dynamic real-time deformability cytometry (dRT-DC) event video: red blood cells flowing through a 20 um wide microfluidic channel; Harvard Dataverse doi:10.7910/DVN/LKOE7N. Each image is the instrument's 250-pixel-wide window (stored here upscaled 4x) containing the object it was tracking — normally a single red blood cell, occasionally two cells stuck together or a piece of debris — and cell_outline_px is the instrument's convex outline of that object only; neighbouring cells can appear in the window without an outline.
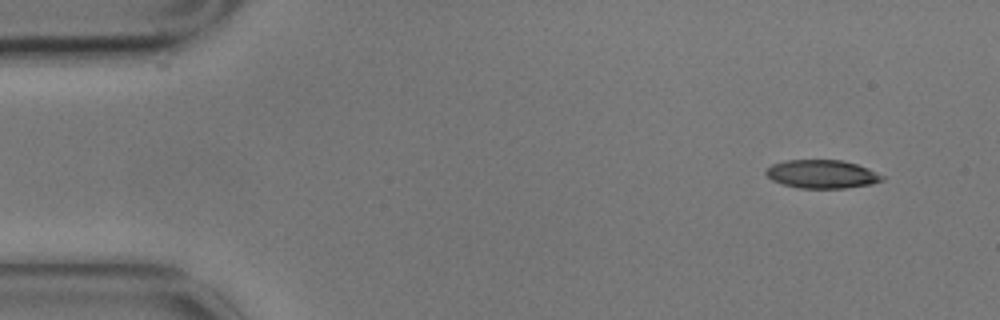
{"species": "common noctule bat (a hibernating species)", "species_latin": "Nyctalus noctula", "temperature_condition": "cold", "stored_images_in_passage": 4, "camera_frame_rate_fps": 3000, "um_per_image_px": 0.085, "animal": {"sex": "male", "body_mass_g": 17.9}, "frame": {"image": 1, "passage_image": 1, "time_ms": 0.0, "image_size_px": [1000, 320], "cell_outline_px": [[884, 180], [872, 184], [844, 188], [800, 188], [784, 184], [772, 180], [764, 172], [772, 164], [784, 160], [844, 160], [868, 168], [884, 176]], "centroid_in_image_um": [69.88, 14.79], "position_along_channel_um": 15.1, "area_um2": 19.19}}
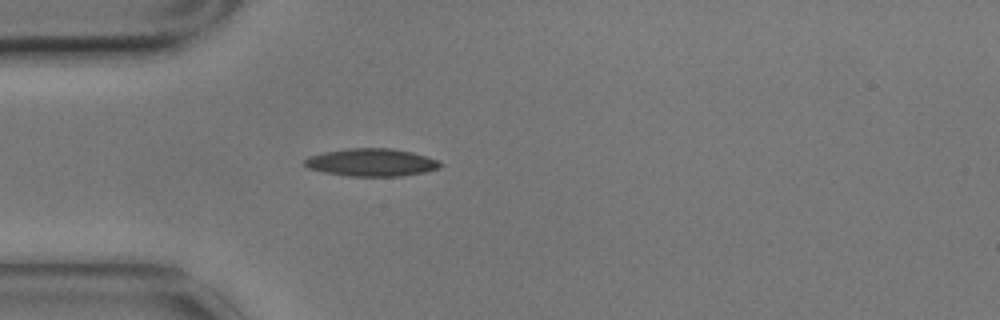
{"frame": {"image": 2, "passage_image": 4, "time_ms": 1.0, "image_size_px": [1000, 320], "cell_outline_px": [[444, 164], [440, 168], [424, 172], [400, 176], [348, 176], [324, 172], [308, 168], [304, 164], [304, 160], [308, 156], [324, 152], [348, 148], [392, 148], [412, 152], [436, 160]], "centroid_in_image_um": [31.56, 13.8], "position_along_channel_um": 53.4, "area_um2": 21.85}}